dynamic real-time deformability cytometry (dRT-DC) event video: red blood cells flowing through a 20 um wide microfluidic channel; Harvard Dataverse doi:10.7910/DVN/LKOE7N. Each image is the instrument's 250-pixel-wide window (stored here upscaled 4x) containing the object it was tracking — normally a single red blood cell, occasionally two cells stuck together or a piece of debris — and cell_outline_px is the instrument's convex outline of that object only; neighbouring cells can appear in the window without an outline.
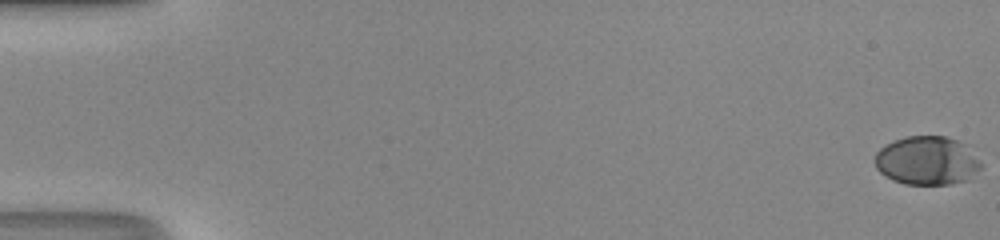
{"species": "human", "species_latin": "Homo sapiens", "temperature_condition": "room temperature", "stored_images_in_passage": 52, "camera_frame_rate_fps": 3000, "um_per_image_px": 0.085, "donor": {"sex": "male"}, "frame": {"image": 1, "passage_image": 1, "time_ms": 0.0, "image_size_px": [1000, 240], "cell_outline_px": [[980, 168], [968, 180], [952, 184], [904, 184], [892, 180], [880, 172], [876, 168], [876, 152], [880, 148], [896, 140], [908, 136], [944, 136], [972, 144], [980, 160]], "centroid_in_image_um": [78.87, 13.64], "position_along_channel_um": 6.1, "area_um2": 30.46}}
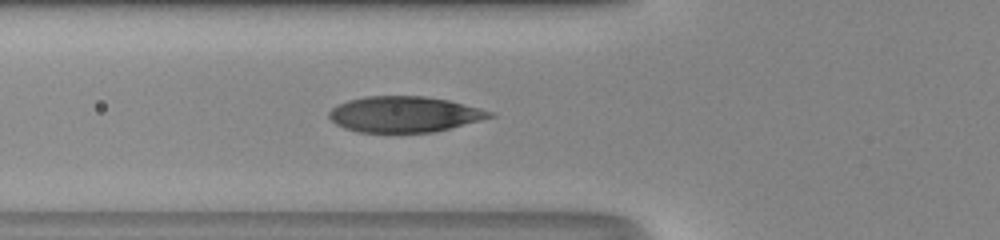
{"frame": {"image": 2, "passage_image": 21, "time_ms": 6.667, "image_size_px": [1000, 240], "cell_outline_px": [[496, 116], [436, 132], [356, 132], [344, 128], [336, 124], [328, 116], [328, 112], [336, 104], [348, 100], [364, 96], [424, 96], [448, 100], [480, 108], [492, 112]], "centroid_in_image_um": [34.34, 9.71], "position_along_channel_um": 91.5, "area_um2": 33.64}}
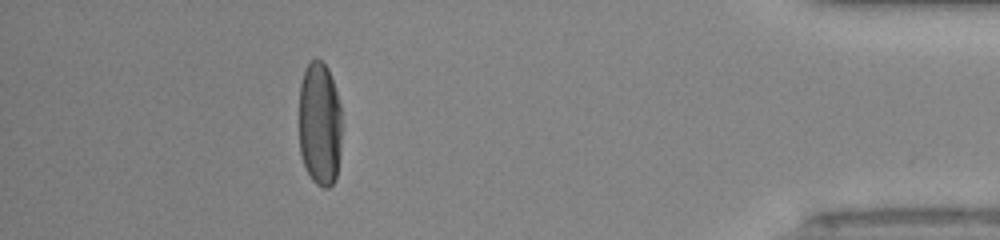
{"frame": {"image": 3, "passage_image": 47, "time_ms": 15.333, "image_size_px": [1000, 240], "cell_outline_px": [[340, 156], [336, 180], [328, 188], [324, 188], [316, 184], [312, 180], [304, 164], [300, 152], [300, 84], [304, 68], [316, 56], [328, 68], [336, 92], [340, 108]], "centroid_in_image_um": [27.17, 10.55], "position_along_channel_um": 408.0, "area_um2": 30.98}, "authors_computed_cell_mechanics": {"area_um2": 33.0038, "velocity_mm_per_s": 4.2161, "shape_relaxation_time_tau1_ms": 4.0657, "shape_relaxation_time_tau2_ms": null, "deformation_change_tau1": 0.2217, "deformation_change_tau2": null}}